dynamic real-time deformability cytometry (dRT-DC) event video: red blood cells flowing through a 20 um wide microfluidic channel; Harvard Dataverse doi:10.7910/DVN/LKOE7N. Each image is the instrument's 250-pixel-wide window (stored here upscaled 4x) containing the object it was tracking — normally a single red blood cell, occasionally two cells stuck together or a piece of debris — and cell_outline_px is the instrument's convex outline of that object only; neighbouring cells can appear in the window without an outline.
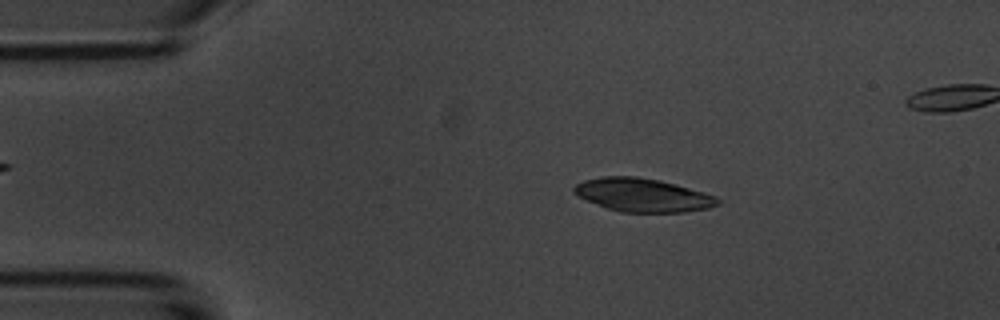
{"species": "common noctule bat (a hibernating species)", "species_latin": "Nyctalus noctula", "temperature_condition": "room temperature", "stored_images_in_passage": 54, "segment_of_instrument_passage": [1, 2], "camera_frame_rate_fps": 3000, "um_per_image_px": 0.085, "animal": {"sex": "male", "body_mass_g": 20.1, "forearm_length_mm": 53.5}, "frame": {"image": 1, "passage_image": 9, "time_ms": 2.667, "image_size_px": [1000, 320], "cell_outline_px": [[720, 204], [708, 208], [684, 212], [620, 212], [608, 208], [588, 200], [572, 192], [572, 188], [576, 184], [584, 180], [604, 176], [636, 176], [660, 180], [676, 184], [704, 192], [716, 196], [720, 200]], "centroid_in_image_um": [54.66, 16.57], "position_along_channel_um": 30.3, "area_um2": 27.86}}
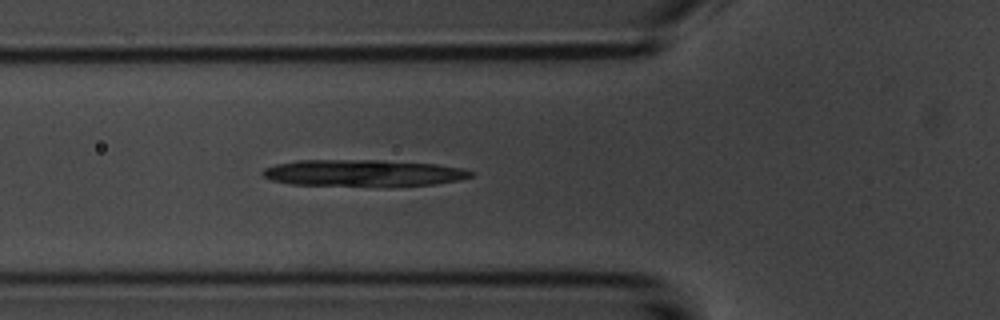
{"frame": {"image": 2, "passage_image": 18, "time_ms": 5.667, "image_size_px": [1000, 320], "cell_outline_px": [[476, 172], [472, 176], [460, 180], [436, 184], [292, 184], [272, 180], [264, 176], [260, 172], [264, 168], [276, 164], [296, 160], [384, 160], [436, 164], [460, 168]], "centroid_in_image_um": [30.87, 14.66], "position_along_channel_um": 94.9, "area_um2": 31.33}}
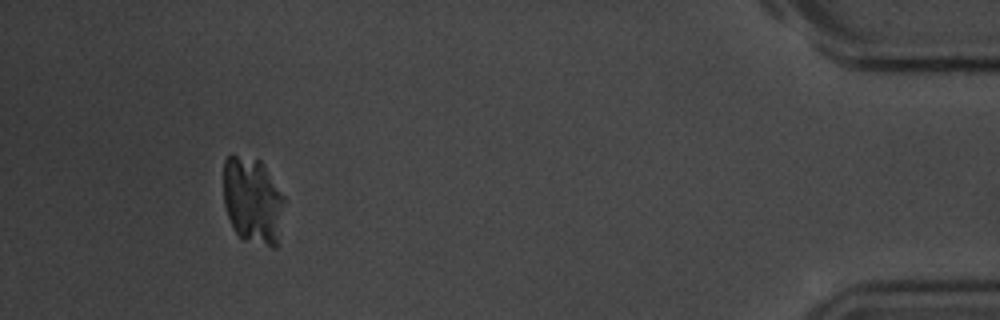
{"frame": {"image": 3, "passage_image": 49, "time_ms": 16.0, "image_size_px": [1000, 320], "cell_outline_px": [[284, 200], [280, 244], [276, 248], [272, 248], [244, 240], [236, 232], [228, 216], [224, 204], [224, 160], [232, 152], [260, 160], [264, 164], [284, 196]], "centroid_in_image_um": [21.5, 17.05], "position_along_channel_um": 413.7, "area_um2": 31.44}}